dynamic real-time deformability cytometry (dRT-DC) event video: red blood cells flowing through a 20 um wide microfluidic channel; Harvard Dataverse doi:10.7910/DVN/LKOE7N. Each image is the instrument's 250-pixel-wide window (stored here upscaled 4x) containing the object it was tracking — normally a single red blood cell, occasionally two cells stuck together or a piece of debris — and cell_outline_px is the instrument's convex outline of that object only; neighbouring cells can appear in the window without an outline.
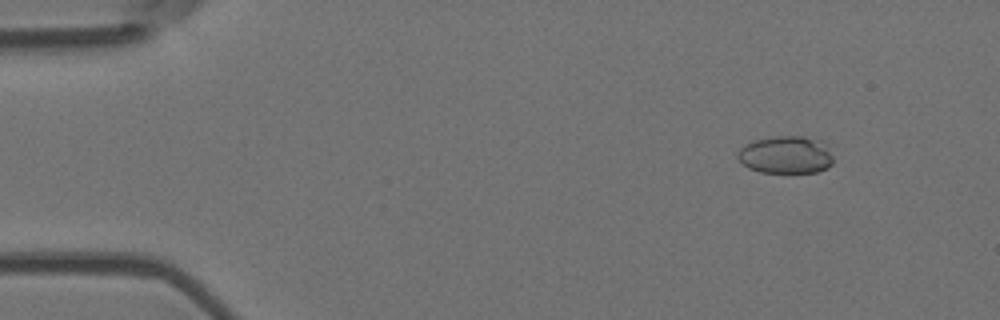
{"species": "Egyptian fruit bat (a non-hibernating species)", "species_latin": "Rousettus aegyptiacus", "temperature_condition": "room temperature", "stored_images_in_passage": 5, "camera_frame_rate_fps": 3000, "um_per_image_px": 0.085, "animal": {"sex": "female"}, "frame": {"image": 1, "passage_image": 2, "time_ms": 0.333, "image_size_px": [1000, 320], "cell_outline_px": [[832, 164], [828, 168], [816, 172], [760, 172], [748, 168], [740, 164], [736, 156], [736, 152], [744, 144], [752, 140], [776, 136], [804, 136], [820, 140], [828, 144], [832, 156]], "centroid_in_image_um": [66.77, 13.15], "position_along_channel_um": 18.2, "area_um2": 21.39}}
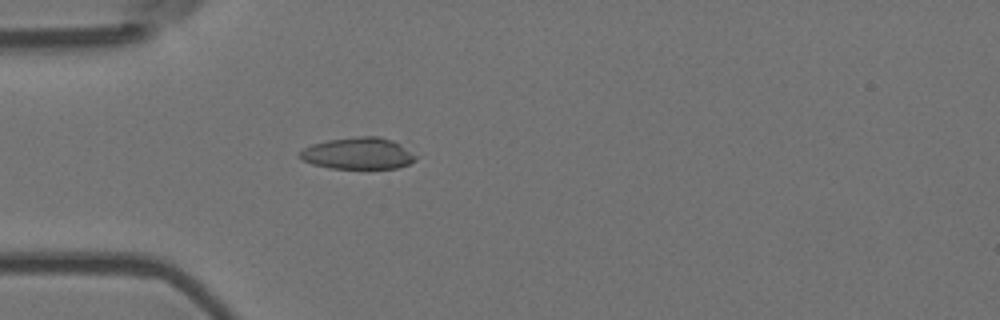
{"frame": {"image": 2, "passage_image": 5, "time_ms": 1.333, "image_size_px": [1000, 320], "cell_outline_px": [[416, 160], [408, 164], [396, 168], [332, 168], [312, 164], [304, 160], [300, 156], [300, 152], [304, 148], [312, 144], [328, 140], [356, 136], [380, 136], [392, 140], [400, 144], [416, 156]], "centroid_in_image_um": [30.45, 13.03], "position_along_channel_um": 54.6, "area_um2": 21.15}}